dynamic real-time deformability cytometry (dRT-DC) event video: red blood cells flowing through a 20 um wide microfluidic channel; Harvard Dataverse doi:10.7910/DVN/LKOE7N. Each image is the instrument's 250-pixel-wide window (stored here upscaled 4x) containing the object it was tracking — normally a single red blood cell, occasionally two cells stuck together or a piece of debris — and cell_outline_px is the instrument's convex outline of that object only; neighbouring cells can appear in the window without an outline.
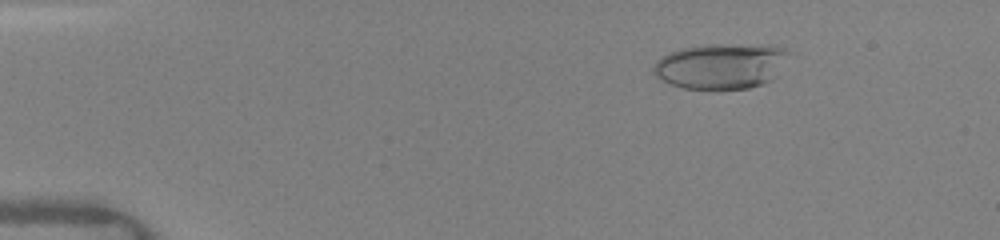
{"species": "human", "species_latin": "Homo sapiens", "temperature_condition": "warm", "stored_images_in_passage": 40, "camera_frame_rate_fps": 3000, "um_per_image_px": 0.085, "donor": {"sex": "female"}, "frame": {"image": 1, "passage_image": 16, "time_ms": 2.0, "image_size_px": [1000, 240], "cell_outline_px": [[788, 52], [772, 80], [764, 84], [748, 88], [684, 88], [672, 84], [656, 76], [652, 72], [652, 68], [656, 60], [668, 52], [680, 48], [704, 44], [768, 44], [784, 48]], "centroid_in_image_um": [61.23, 5.58], "position_along_channel_um": 23.8, "area_um2": 35.72}}